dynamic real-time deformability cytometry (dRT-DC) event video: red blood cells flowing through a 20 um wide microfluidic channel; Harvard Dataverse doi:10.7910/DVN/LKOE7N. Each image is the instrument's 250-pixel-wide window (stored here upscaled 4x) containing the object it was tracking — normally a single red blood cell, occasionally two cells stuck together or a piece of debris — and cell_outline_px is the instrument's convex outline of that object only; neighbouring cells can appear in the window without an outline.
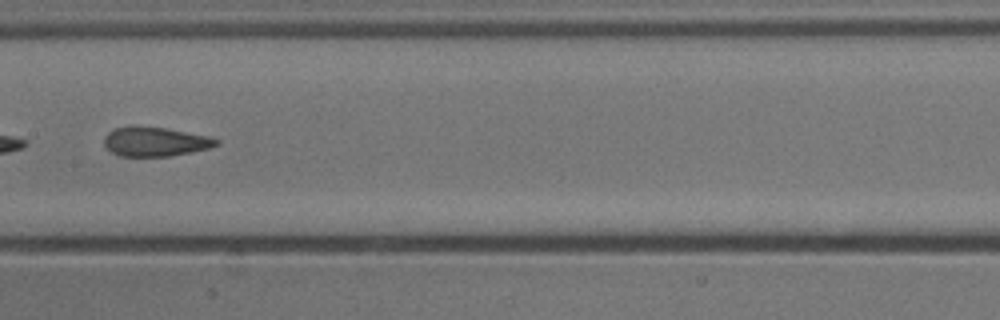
{"species": "common noctule bat (a hibernating species)", "species_latin": "Nyctalus noctula", "temperature_condition": "cold", "stored_images_in_passage": 7, "segment_of_instrument_passage": [2, 2], "camera_frame_rate_fps": 3000, "um_per_image_px": 0.085, "animal": {"sex": "male", "body_mass_g": 13.3}, "frame": {"image": 1, "passage_image": 7, "time_ms": 2.0, "image_size_px": [1000, 320], "cell_outline_px": [[220, 144], [208, 148], [192, 152], [168, 156], [120, 156], [112, 152], [104, 144], [104, 136], [108, 132], [116, 128], [132, 124], [164, 128], [208, 136], [220, 140]], "centroid_in_image_um": [13.17, 12.02], "position_along_channel_um": 194.2, "area_um2": 19.25}}